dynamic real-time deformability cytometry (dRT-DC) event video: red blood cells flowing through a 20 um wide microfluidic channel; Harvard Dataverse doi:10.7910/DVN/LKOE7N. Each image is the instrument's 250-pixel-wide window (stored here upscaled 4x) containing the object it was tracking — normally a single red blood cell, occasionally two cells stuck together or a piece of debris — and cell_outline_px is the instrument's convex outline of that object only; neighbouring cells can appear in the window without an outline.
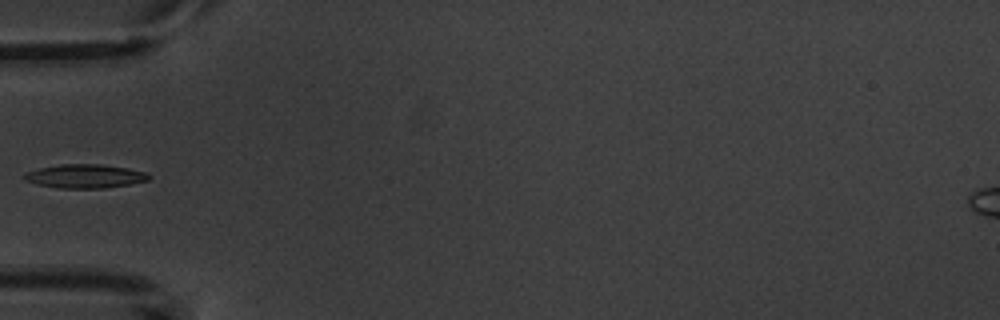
{"species": "common noctule bat (a hibernating species)", "species_latin": "Nyctalus noctula", "temperature_condition": "warm", "stored_images_in_passage": 6, "camera_frame_rate_fps": 3000, "um_per_image_px": 0.085, "animal": {"sex": "male", "body_mass_g": 20.1, "forearm_length_mm": 53.5}, "frame": {"image": 1, "passage_image": 6, "time_ms": 5.333, "image_size_px": [1000, 320], "cell_outline_px": [[152, 176], [148, 180], [128, 184], [104, 188], [60, 188], [40, 184], [24, 180], [20, 176], [24, 172], [40, 168], [60, 164], [100, 164], [124, 168], [144, 172]], "centroid_in_image_um": [7.16, 14.97], "position_along_channel_um": 77.8, "area_um2": 17.05}}